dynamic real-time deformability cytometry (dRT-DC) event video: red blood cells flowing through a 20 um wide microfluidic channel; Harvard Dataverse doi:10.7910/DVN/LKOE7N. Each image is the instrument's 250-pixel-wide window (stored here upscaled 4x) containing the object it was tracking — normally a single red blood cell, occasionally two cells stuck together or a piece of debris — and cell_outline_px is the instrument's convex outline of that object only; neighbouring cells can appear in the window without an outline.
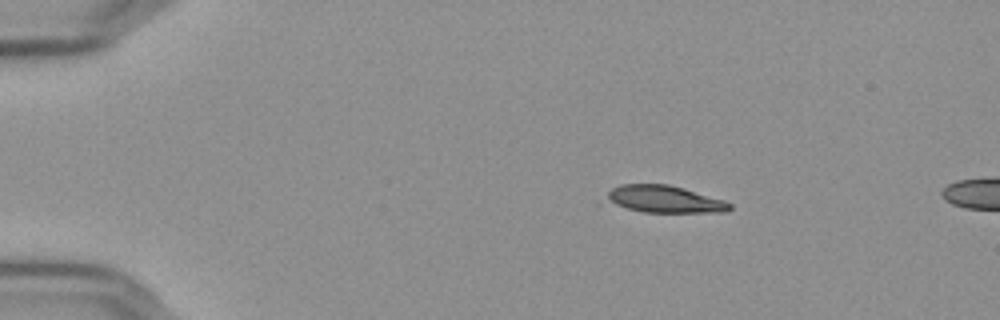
{"species": "Egyptian fruit bat (a non-hibernating species)", "species_latin": "Rousettus aegyptiacus", "temperature_condition": "cold", "stored_images_in_passage": 8, "camera_frame_rate_fps": 3000, "um_per_image_px": 0.085, "frame": {"image": 1, "passage_image": 1, "time_ms": 0.0, "image_size_px": [1000, 320], "cell_outline_px": [[732, 208], [728, 212], [644, 212], [628, 208], [604, 200], [608, 192], [612, 188], [620, 184], [668, 184], [684, 188], [724, 200], [732, 204]], "centroid_in_image_um": [56.5, 16.92], "position_along_channel_um": 28.5, "area_um2": 19.42}}